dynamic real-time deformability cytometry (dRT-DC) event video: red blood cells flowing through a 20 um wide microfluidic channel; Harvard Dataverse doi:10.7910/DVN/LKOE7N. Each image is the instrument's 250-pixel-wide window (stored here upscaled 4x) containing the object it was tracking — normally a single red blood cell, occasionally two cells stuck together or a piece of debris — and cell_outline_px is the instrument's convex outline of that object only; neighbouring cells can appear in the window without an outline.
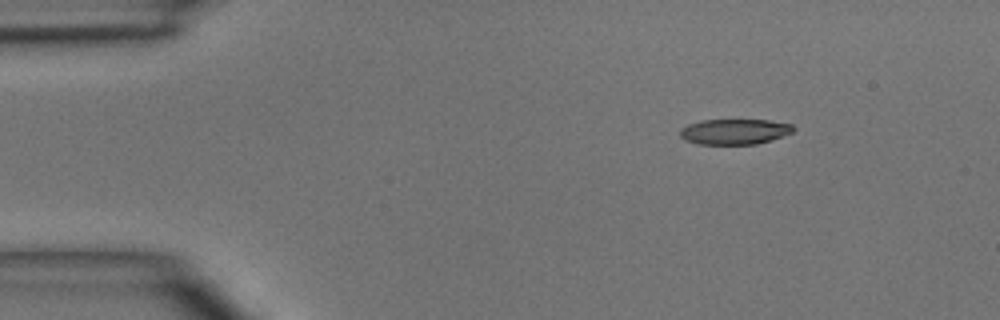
{"species": "common noctule bat (a hibernating species)", "species_latin": "Nyctalus noctula", "temperature_condition": "room temperature", "stored_images_in_passage": 4, "camera_frame_rate_fps": 3000, "um_per_image_px": 0.085, "animal": {"sex": "male", "body_mass_g": 15.6}, "frame": {"image": 1, "passage_image": 1, "time_ms": 0.0, "image_size_px": [1000, 320], "cell_outline_px": [[796, 128], [792, 132], [756, 144], [700, 144], [684, 140], [680, 136], [680, 128], [688, 124], [700, 120], [768, 120], [792, 124]], "centroid_in_image_um": [62.39, 11.18], "position_along_channel_um": 22.6, "area_um2": 16.7}}
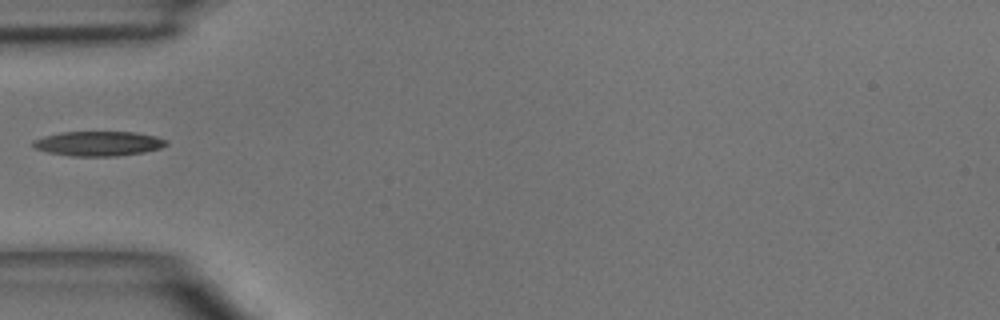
{"frame": {"image": 2, "passage_image": 3, "time_ms": 3.0, "image_size_px": [1000, 320], "cell_outline_px": [[168, 144], [160, 148], [144, 152], [116, 156], [72, 156], [48, 152], [36, 148], [32, 144], [32, 140], [44, 136], [60, 132], [136, 132], [156, 136], [168, 140]], "centroid_in_image_um": [8.39, 12.2], "position_along_channel_um": 76.6, "area_um2": 19.19}}
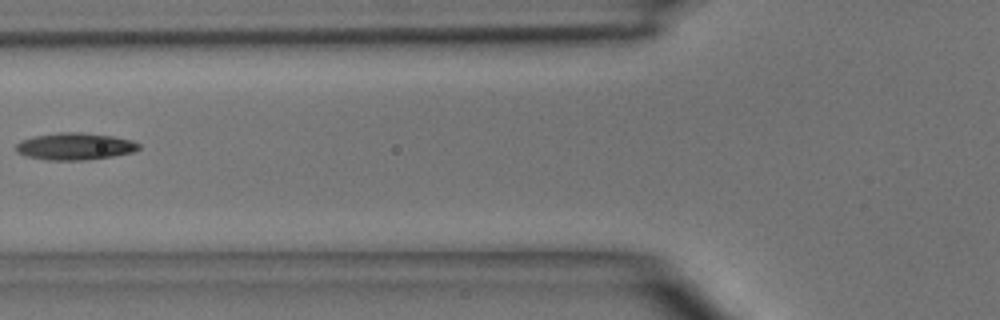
{"frame": {"image": 3, "passage_image": 4, "time_ms": 4.0, "image_size_px": [1000, 320], "cell_outline_px": [[140, 148], [132, 152], [112, 156], [84, 160], [48, 160], [28, 156], [16, 152], [16, 144], [20, 140], [32, 136], [60, 132], [80, 132], [112, 136], [132, 140], [140, 144]], "centroid_in_image_um": [6.34, 12.43], "position_along_channel_um": 119.5, "area_um2": 19.31}}